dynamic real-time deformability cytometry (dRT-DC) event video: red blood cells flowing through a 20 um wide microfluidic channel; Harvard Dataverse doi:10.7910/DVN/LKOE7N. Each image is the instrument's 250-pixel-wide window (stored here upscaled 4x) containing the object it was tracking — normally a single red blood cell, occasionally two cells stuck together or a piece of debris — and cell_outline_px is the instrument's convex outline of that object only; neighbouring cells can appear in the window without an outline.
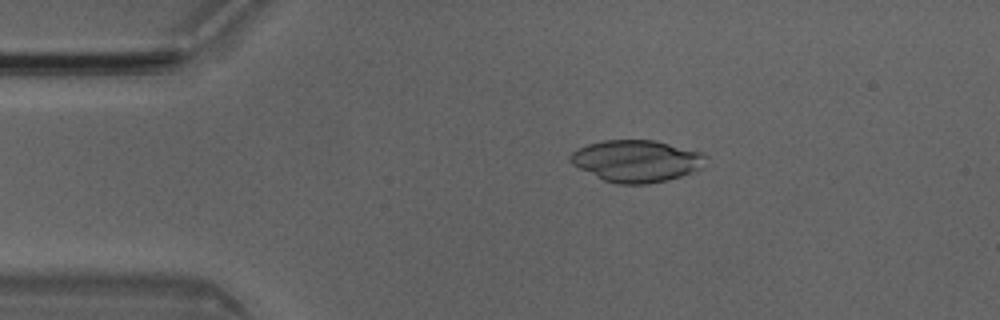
{"species": "Egyptian fruit bat (a non-hibernating species)", "species_latin": "Rousettus aegyptiacus", "temperature_condition": "room temperature", "stored_images_in_passage": 4, "camera_frame_rate_fps": 3000, "um_per_image_px": 0.085, "animal": {"sex": "male"}, "frame": {"image": 1, "passage_image": 3, "time_ms": 0.667, "image_size_px": [1000, 320], "cell_outline_px": [[708, 156], [700, 168], [680, 176], [668, 180], [648, 184], [616, 184], [604, 180], [572, 164], [568, 160], [568, 156], [576, 148], [588, 144], [604, 140], [656, 140], [700, 152]], "centroid_in_image_um": [54.07, 13.67], "position_along_channel_um": 30.9, "area_um2": 32.95}}